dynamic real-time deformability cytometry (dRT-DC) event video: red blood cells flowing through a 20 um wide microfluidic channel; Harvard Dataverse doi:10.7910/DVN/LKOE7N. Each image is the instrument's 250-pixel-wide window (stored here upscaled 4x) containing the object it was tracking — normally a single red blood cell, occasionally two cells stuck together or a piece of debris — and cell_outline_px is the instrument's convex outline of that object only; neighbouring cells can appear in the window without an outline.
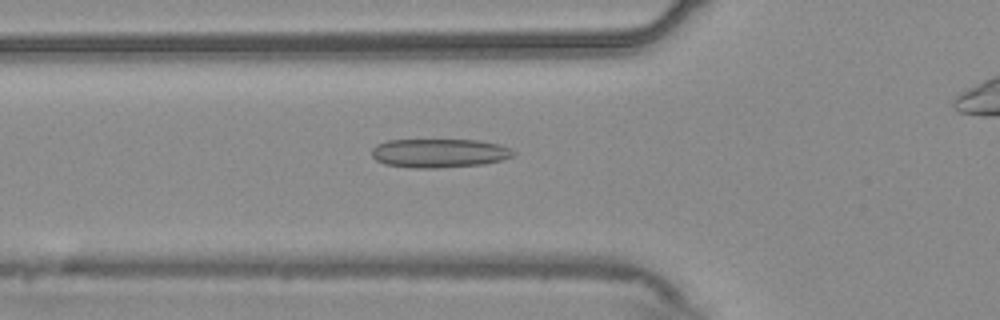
{"species": "common noctule bat (a hibernating species)", "species_latin": "Nyctalus noctula", "temperature_condition": "warm", "stored_images_in_passage": 32, "camera_frame_rate_fps": 3000, "um_per_image_px": 0.085, "animal": {"sex": "male", "body_mass_g": 20.4}, "frame": {"image": 1, "passage_image": 3, "time_ms": 0.667, "image_size_px": [1000, 320], "cell_outline_px": [[516, 152], [512, 156], [500, 160], [484, 164], [440, 168], [416, 168], [384, 164], [376, 160], [372, 156], [372, 148], [376, 144], [388, 140], [480, 140], [496, 144], [508, 148]], "centroid_in_image_um": [37.29, 13.02], "position_along_channel_um": 88.5, "area_um2": 23.76}}
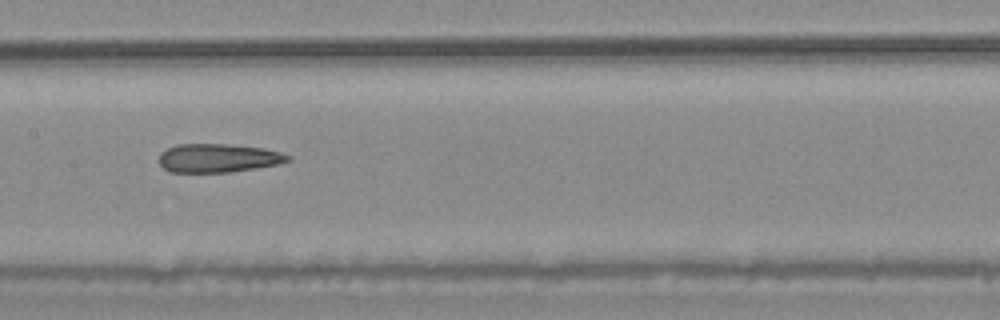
{"frame": {"image": 2, "passage_image": 11, "time_ms": 3.333, "image_size_px": [1000, 320], "cell_outline_px": [[292, 160], [280, 164], [256, 168], [228, 172], [168, 172], [160, 164], [160, 152], [176, 144], [224, 144], [264, 148], [280, 152], [292, 156]], "centroid_in_image_um": [18.57, 13.43], "position_along_channel_um": 188.8, "area_um2": 21.56}}
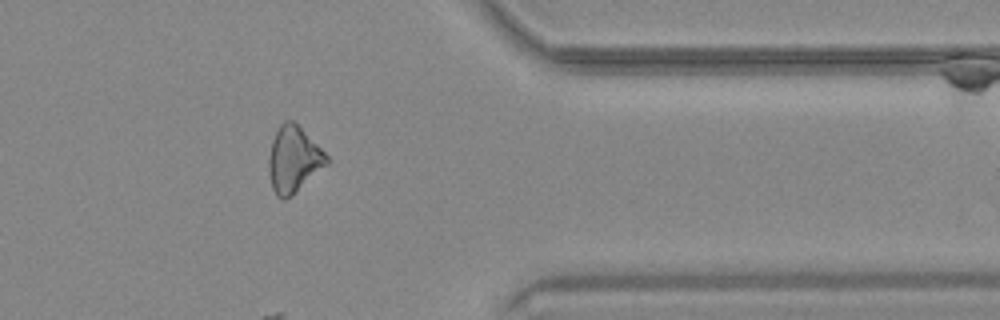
{"frame": {"image": 3, "passage_image": 28, "time_ms": 9.0, "image_size_px": [1000, 320], "cell_outline_px": [[332, 160], [328, 164], [292, 196], [284, 200], [280, 200], [276, 196], [272, 188], [268, 168], [268, 160], [272, 140], [280, 124], [284, 120], [292, 120]], "centroid_in_image_um": [24.94, 13.6], "position_along_channel_um": 386.5, "area_um2": 22.25}}